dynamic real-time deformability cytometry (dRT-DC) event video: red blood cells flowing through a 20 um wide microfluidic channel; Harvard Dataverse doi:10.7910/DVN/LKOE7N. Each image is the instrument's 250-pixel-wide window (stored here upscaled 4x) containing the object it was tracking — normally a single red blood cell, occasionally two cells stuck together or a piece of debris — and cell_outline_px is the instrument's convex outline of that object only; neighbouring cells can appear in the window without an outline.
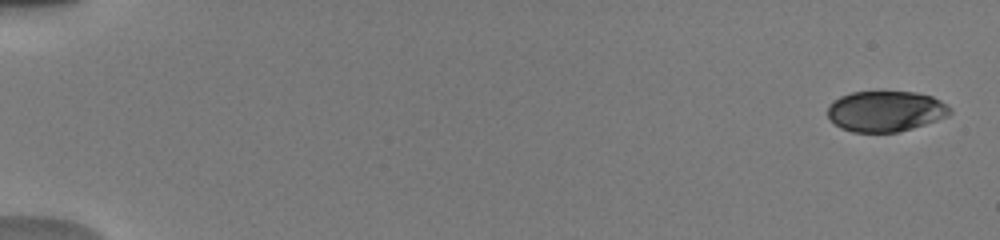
{"species": "human", "species_latin": "Homo sapiens", "temperature_condition": "warm", "stored_images_in_passage": 56, "camera_frame_rate_fps": 3000, "um_per_image_px": 0.085, "donor": {"sex": "male"}, "frame": {"image": 1, "passage_image": 2, "time_ms": 0.333, "image_size_px": [1000, 240], "cell_outline_px": [[952, 112], [948, 116], [912, 128], [896, 132], [852, 132], [840, 128], [828, 116], [828, 104], [840, 96], [852, 92], [916, 92], [932, 96], [940, 100], [952, 108]], "centroid_in_image_um": [75.28, 9.45], "position_along_channel_um": 9.7, "area_um2": 28.96}}
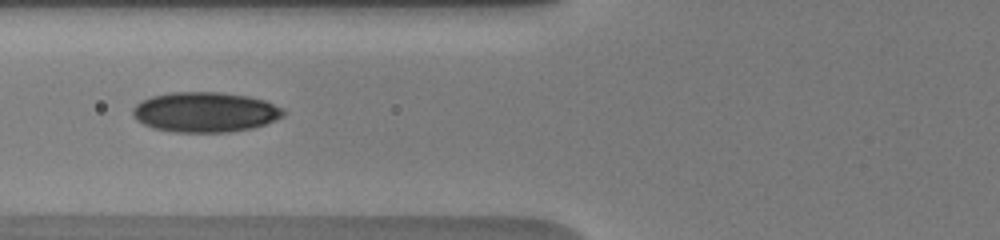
{"frame": {"image": 2, "passage_image": 26, "time_ms": 7.333, "image_size_px": [1000, 240], "cell_outline_px": [[284, 116], [276, 120], [252, 128], [232, 132], [172, 132], [152, 128], [136, 120], [132, 116], [132, 108], [140, 100], [152, 96], [168, 92], [220, 92], [248, 96], [264, 100], [284, 108]], "centroid_in_image_um": [17.41, 9.53], "position_along_channel_um": 108.4, "area_um2": 35.55}}
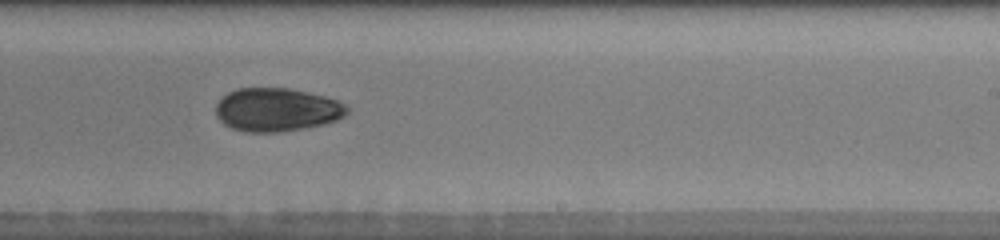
{"frame": {"image": 3, "passage_image": 38, "time_ms": 11.333, "image_size_px": [1000, 240], "cell_outline_px": [[348, 112], [344, 116], [336, 120], [324, 124], [304, 128], [280, 132], [244, 132], [232, 128], [224, 124], [216, 116], [216, 104], [228, 92], [236, 88], [288, 88], [324, 96], [336, 100], [344, 104], [348, 108]], "centroid_in_image_um": [23.51, 9.33], "position_along_channel_um": 265.5, "area_um2": 33.12}, "authors_computed_cell_mechanics": {"area_um2": 31.4432, "velocity_mm_per_s": 3.9293, "shape_relaxation_time_tau1_ms": 5.1208, "shape_relaxation_time_tau2_ms": 9.4977, "deformation_change_tau1": 0.1051, "deformation_change_tau2": 0.1105}}